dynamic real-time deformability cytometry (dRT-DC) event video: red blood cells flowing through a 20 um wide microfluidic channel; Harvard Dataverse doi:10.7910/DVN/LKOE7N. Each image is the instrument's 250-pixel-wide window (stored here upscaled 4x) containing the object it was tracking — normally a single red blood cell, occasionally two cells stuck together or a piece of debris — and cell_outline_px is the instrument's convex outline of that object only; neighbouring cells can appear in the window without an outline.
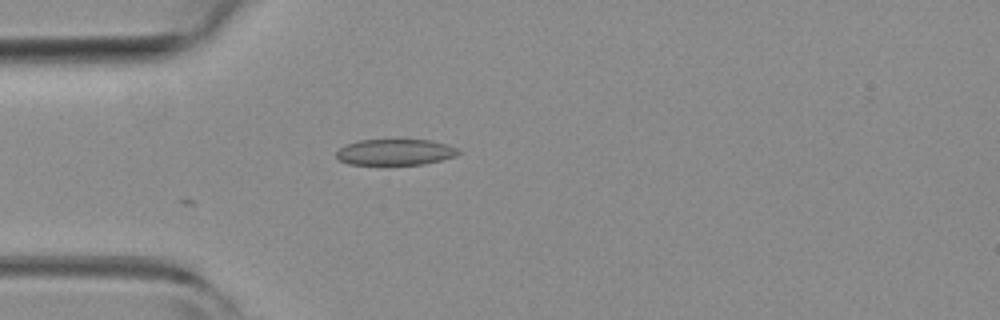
{"species": "common noctule bat (a hibernating species)", "species_latin": "Nyctalus noctula", "temperature_condition": "room temperature", "stored_images_in_passage": 7, "camera_frame_rate_fps": 3000, "um_per_image_px": 0.085, "animal": {"sex": "female", "body_mass_g": 19.3, "forearm_length_mm": 54.1}, "frame": {"image": 1, "passage_image": 1, "time_ms": 0.0, "image_size_px": [1000, 320], "cell_outline_px": [[460, 152], [456, 156], [424, 164], [384, 168], [348, 164], [340, 160], [336, 156], [336, 152], [340, 148], [348, 144], [360, 140], [432, 140], [448, 144], [456, 148]], "centroid_in_image_um": [33.56, 12.99], "position_along_channel_um": 51.4, "area_um2": 19.42}}
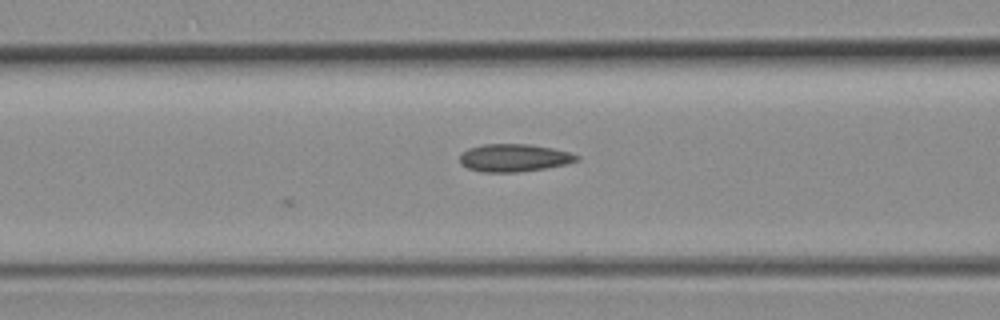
{"frame": {"image": 2, "passage_image": 7, "time_ms": 2.0, "image_size_px": [1000, 320], "cell_outline_px": [[580, 160], [568, 164], [520, 172], [484, 172], [468, 168], [460, 164], [460, 152], [468, 148], [484, 144], [532, 144], [552, 148], [568, 152], [580, 156]], "centroid_in_image_um": [43.69, 13.41], "position_along_channel_um": 122.9, "area_um2": 19.02}}